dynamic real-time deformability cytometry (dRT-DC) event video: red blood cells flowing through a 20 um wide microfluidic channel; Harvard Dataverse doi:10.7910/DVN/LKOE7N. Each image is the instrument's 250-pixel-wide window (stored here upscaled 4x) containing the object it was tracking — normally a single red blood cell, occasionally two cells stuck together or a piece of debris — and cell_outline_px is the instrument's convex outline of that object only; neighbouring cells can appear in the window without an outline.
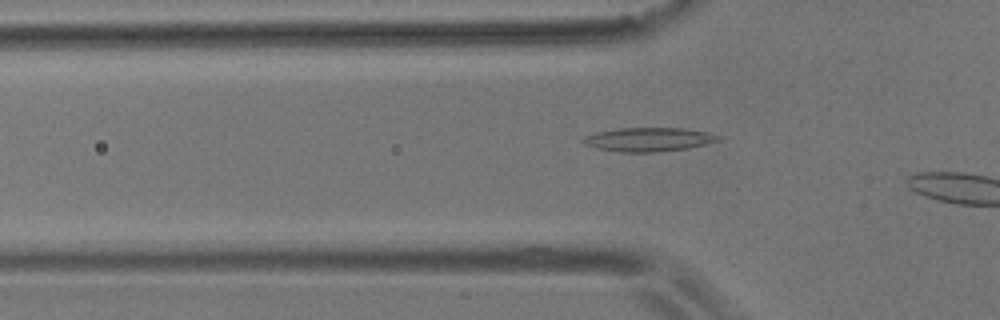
{"species": "common noctule bat (a hibernating species)", "species_latin": "Nyctalus noctula", "temperature_condition": "room temperature", "stored_images_in_passage": 4, "camera_frame_rate_fps": 3000, "um_per_image_px": 0.085, "animal": {"sex": "male", "body_mass_g": 17.9}, "frame": {"image": 1, "passage_image": 3, "time_ms": 2.333, "image_size_px": [1000, 320], "cell_outline_px": [[720, 140], [688, 148], [656, 152], [624, 152], [596, 148], [584, 144], [580, 140], [584, 136], [596, 132], [620, 128], [684, 128], [704, 132], [720, 136]], "centroid_in_image_um": [55.08, 11.85], "position_along_channel_um": 70.7, "area_um2": 18.61}}